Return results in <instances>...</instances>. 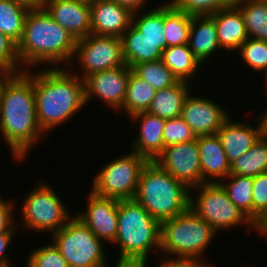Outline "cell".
I'll return each instance as SVG.
<instances>
[{
    "instance_id": "obj_1",
    "label": "cell",
    "mask_w": 267,
    "mask_h": 267,
    "mask_svg": "<svg viewBox=\"0 0 267 267\" xmlns=\"http://www.w3.org/2000/svg\"><path fill=\"white\" fill-rule=\"evenodd\" d=\"M29 72L15 73L0 96V132L20 161L44 134L37 122L33 73Z\"/></svg>"
},
{
    "instance_id": "obj_2",
    "label": "cell",
    "mask_w": 267,
    "mask_h": 267,
    "mask_svg": "<svg viewBox=\"0 0 267 267\" xmlns=\"http://www.w3.org/2000/svg\"><path fill=\"white\" fill-rule=\"evenodd\" d=\"M45 68L33 74L37 122L44 133L65 123L86 105L83 79L67 67Z\"/></svg>"
},
{
    "instance_id": "obj_3",
    "label": "cell",
    "mask_w": 267,
    "mask_h": 267,
    "mask_svg": "<svg viewBox=\"0 0 267 267\" xmlns=\"http://www.w3.org/2000/svg\"><path fill=\"white\" fill-rule=\"evenodd\" d=\"M76 43L74 36L41 8L27 13L16 51L23 70L39 64L57 67L61 63L67 67L73 61Z\"/></svg>"
},
{
    "instance_id": "obj_4",
    "label": "cell",
    "mask_w": 267,
    "mask_h": 267,
    "mask_svg": "<svg viewBox=\"0 0 267 267\" xmlns=\"http://www.w3.org/2000/svg\"><path fill=\"white\" fill-rule=\"evenodd\" d=\"M161 223L134 199L119 200L117 236L119 261L147 267L150 250L160 249Z\"/></svg>"
},
{
    "instance_id": "obj_5",
    "label": "cell",
    "mask_w": 267,
    "mask_h": 267,
    "mask_svg": "<svg viewBox=\"0 0 267 267\" xmlns=\"http://www.w3.org/2000/svg\"><path fill=\"white\" fill-rule=\"evenodd\" d=\"M189 192V188L157 162L148 161L140 173L133 199L161 223L189 208Z\"/></svg>"
},
{
    "instance_id": "obj_6",
    "label": "cell",
    "mask_w": 267,
    "mask_h": 267,
    "mask_svg": "<svg viewBox=\"0 0 267 267\" xmlns=\"http://www.w3.org/2000/svg\"><path fill=\"white\" fill-rule=\"evenodd\" d=\"M216 234L206 221L188 208L161 222L160 250L169 256L162 260L202 259Z\"/></svg>"
},
{
    "instance_id": "obj_7",
    "label": "cell",
    "mask_w": 267,
    "mask_h": 267,
    "mask_svg": "<svg viewBox=\"0 0 267 267\" xmlns=\"http://www.w3.org/2000/svg\"><path fill=\"white\" fill-rule=\"evenodd\" d=\"M191 190H197V198ZM189 192V208L206 221L217 233L222 229H229L244 224L247 229L258 227L239 209L228 197L225 189L218 182L203 183ZM195 198V199H194Z\"/></svg>"
},
{
    "instance_id": "obj_8",
    "label": "cell",
    "mask_w": 267,
    "mask_h": 267,
    "mask_svg": "<svg viewBox=\"0 0 267 267\" xmlns=\"http://www.w3.org/2000/svg\"><path fill=\"white\" fill-rule=\"evenodd\" d=\"M52 242L59 249L69 267H102L108 265L102 240L77 216L52 234Z\"/></svg>"
},
{
    "instance_id": "obj_9",
    "label": "cell",
    "mask_w": 267,
    "mask_h": 267,
    "mask_svg": "<svg viewBox=\"0 0 267 267\" xmlns=\"http://www.w3.org/2000/svg\"><path fill=\"white\" fill-rule=\"evenodd\" d=\"M148 161L134 151L108 162L94 177L91 190L103 197L133 199L140 173Z\"/></svg>"
},
{
    "instance_id": "obj_10",
    "label": "cell",
    "mask_w": 267,
    "mask_h": 267,
    "mask_svg": "<svg viewBox=\"0 0 267 267\" xmlns=\"http://www.w3.org/2000/svg\"><path fill=\"white\" fill-rule=\"evenodd\" d=\"M56 193L50 185L41 182L27 194L20 211L25 228L38 232L49 230L53 234L71 219Z\"/></svg>"
},
{
    "instance_id": "obj_11",
    "label": "cell",
    "mask_w": 267,
    "mask_h": 267,
    "mask_svg": "<svg viewBox=\"0 0 267 267\" xmlns=\"http://www.w3.org/2000/svg\"><path fill=\"white\" fill-rule=\"evenodd\" d=\"M74 58L82 71L77 75L83 80L95 72L126 65L121 38L113 36L89 34L77 40Z\"/></svg>"
},
{
    "instance_id": "obj_12",
    "label": "cell",
    "mask_w": 267,
    "mask_h": 267,
    "mask_svg": "<svg viewBox=\"0 0 267 267\" xmlns=\"http://www.w3.org/2000/svg\"><path fill=\"white\" fill-rule=\"evenodd\" d=\"M155 162L190 190L203 184L197 138L164 147Z\"/></svg>"
},
{
    "instance_id": "obj_13",
    "label": "cell",
    "mask_w": 267,
    "mask_h": 267,
    "mask_svg": "<svg viewBox=\"0 0 267 267\" xmlns=\"http://www.w3.org/2000/svg\"><path fill=\"white\" fill-rule=\"evenodd\" d=\"M131 68L127 65L95 72L84 79L85 102L99 97L114 110L121 111Z\"/></svg>"
},
{
    "instance_id": "obj_14",
    "label": "cell",
    "mask_w": 267,
    "mask_h": 267,
    "mask_svg": "<svg viewBox=\"0 0 267 267\" xmlns=\"http://www.w3.org/2000/svg\"><path fill=\"white\" fill-rule=\"evenodd\" d=\"M181 117L198 137L216 134L230 115L214 100L189 92L183 103Z\"/></svg>"
},
{
    "instance_id": "obj_15",
    "label": "cell",
    "mask_w": 267,
    "mask_h": 267,
    "mask_svg": "<svg viewBox=\"0 0 267 267\" xmlns=\"http://www.w3.org/2000/svg\"><path fill=\"white\" fill-rule=\"evenodd\" d=\"M86 211L76 216L104 242L112 243L117 236L118 199L103 197L90 191Z\"/></svg>"
},
{
    "instance_id": "obj_16",
    "label": "cell",
    "mask_w": 267,
    "mask_h": 267,
    "mask_svg": "<svg viewBox=\"0 0 267 267\" xmlns=\"http://www.w3.org/2000/svg\"><path fill=\"white\" fill-rule=\"evenodd\" d=\"M132 16L133 12L113 0H98L90 5L91 34L121 38Z\"/></svg>"
},
{
    "instance_id": "obj_17",
    "label": "cell",
    "mask_w": 267,
    "mask_h": 267,
    "mask_svg": "<svg viewBox=\"0 0 267 267\" xmlns=\"http://www.w3.org/2000/svg\"><path fill=\"white\" fill-rule=\"evenodd\" d=\"M44 8L76 40L91 34L90 5L76 0H46Z\"/></svg>"
},
{
    "instance_id": "obj_18",
    "label": "cell",
    "mask_w": 267,
    "mask_h": 267,
    "mask_svg": "<svg viewBox=\"0 0 267 267\" xmlns=\"http://www.w3.org/2000/svg\"><path fill=\"white\" fill-rule=\"evenodd\" d=\"M129 118L140 123L132 151L147 161H155L164 150L163 129L166 120L148 111L133 114Z\"/></svg>"
},
{
    "instance_id": "obj_19",
    "label": "cell",
    "mask_w": 267,
    "mask_h": 267,
    "mask_svg": "<svg viewBox=\"0 0 267 267\" xmlns=\"http://www.w3.org/2000/svg\"><path fill=\"white\" fill-rule=\"evenodd\" d=\"M197 144L201 181L203 183H219L221 180L223 181L224 178L228 177L230 175L231 164L226 158L225 151L217 134L198 136Z\"/></svg>"
},
{
    "instance_id": "obj_20",
    "label": "cell",
    "mask_w": 267,
    "mask_h": 267,
    "mask_svg": "<svg viewBox=\"0 0 267 267\" xmlns=\"http://www.w3.org/2000/svg\"><path fill=\"white\" fill-rule=\"evenodd\" d=\"M250 126L245 123L231 121L229 117L217 131L228 162L231 164L245 154L261 137L259 124Z\"/></svg>"
},
{
    "instance_id": "obj_21",
    "label": "cell",
    "mask_w": 267,
    "mask_h": 267,
    "mask_svg": "<svg viewBox=\"0 0 267 267\" xmlns=\"http://www.w3.org/2000/svg\"><path fill=\"white\" fill-rule=\"evenodd\" d=\"M123 57L126 65H134L162 59V53L167 47L166 41H151L133 24L121 36Z\"/></svg>"
},
{
    "instance_id": "obj_22",
    "label": "cell",
    "mask_w": 267,
    "mask_h": 267,
    "mask_svg": "<svg viewBox=\"0 0 267 267\" xmlns=\"http://www.w3.org/2000/svg\"><path fill=\"white\" fill-rule=\"evenodd\" d=\"M217 30L220 49L237 51L241 44L248 38L245 23L240 9L234 4L210 15Z\"/></svg>"
},
{
    "instance_id": "obj_23",
    "label": "cell",
    "mask_w": 267,
    "mask_h": 267,
    "mask_svg": "<svg viewBox=\"0 0 267 267\" xmlns=\"http://www.w3.org/2000/svg\"><path fill=\"white\" fill-rule=\"evenodd\" d=\"M188 46L202 65L220 48L215 21L210 15L192 16Z\"/></svg>"
},
{
    "instance_id": "obj_24",
    "label": "cell",
    "mask_w": 267,
    "mask_h": 267,
    "mask_svg": "<svg viewBox=\"0 0 267 267\" xmlns=\"http://www.w3.org/2000/svg\"><path fill=\"white\" fill-rule=\"evenodd\" d=\"M189 88L188 82L178 81L174 86L156 91L148 112L165 120L181 116Z\"/></svg>"
},
{
    "instance_id": "obj_25",
    "label": "cell",
    "mask_w": 267,
    "mask_h": 267,
    "mask_svg": "<svg viewBox=\"0 0 267 267\" xmlns=\"http://www.w3.org/2000/svg\"><path fill=\"white\" fill-rule=\"evenodd\" d=\"M161 60L179 81L188 83L202 65L188 44L166 47Z\"/></svg>"
},
{
    "instance_id": "obj_26",
    "label": "cell",
    "mask_w": 267,
    "mask_h": 267,
    "mask_svg": "<svg viewBox=\"0 0 267 267\" xmlns=\"http://www.w3.org/2000/svg\"><path fill=\"white\" fill-rule=\"evenodd\" d=\"M248 38L267 41V0H235Z\"/></svg>"
},
{
    "instance_id": "obj_27",
    "label": "cell",
    "mask_w": 267,
    "mask_h": 267,
    "mask_svg": "<svg viewBox=\"0 0 267 267\" xmlns=\"http://www.w3.org/2000/svg\"><path fill=\"white\" fill-rule=\"evenodd\" d=\"M156 90L147 81L138 77L130 70L126 96L122 110L130 117L133 114L148 111Z\"/></svg>"
},
{
    "instance_id": "obj_28",
    "label": "cell",
    "mask_w": 267,
    "mask_h": 267,
    "mask_svg": "<svg viewBox=\"0 0 267 267\" xmlns=\"http://www.w3.org/2000/svg\"><path fill=\"white\" fill-rule=\"evenodd\" d=\"M192 16L177 9L171 2L164 4V36L167 47L188 44Z\"/></svg>"
},
{
    "instance_id": "obj_29",
    "label": "cell",
    "mask_w": 267,
    "mask_h": 267,
    "mask_svg": "<svg viewBox=\"0 0 267 267\" xmlns=\"http://www.w3.org/2000/svg\"><path fill=\"white\" fill-rule=\"evenodd\" d=\"M267 172V139L260 137L245 154L231 163L230 174L256 177Z\"/></svg>"
},
{
    "instance_id": "obj_30",
    "label": "cell",
    "mask_w": 267,
    "mask_h": 267,
    "mask_svg": "<svg viewBox=\"0 0 267 267\" xmlns=\"http://www.w3.org/2000/svg\"><path fill=\"white\" fill-rule=\"evenodd\" d=\"M28 12V9L11 0H0V32L16 45L23 35Z\"/></svg>"
},
{
    "instance_id": "obj_31",
    "label": "cell",
    "mask_w": 267,
    "mask_h": 267,
    "mask_svg": "<svg viewBox=\"0 0 267 267\" xmlns=\"http://www.w3.org/2000/svg\"><path fill=\"white\" fill-rule=\"evenodd\" d=\"M219 183L225 189L229 199L252 220L253 177L230 174Z\"/></svg>"
},
{
    "instance_id": "obj_32",
    "label": "cell",
    "mask_w": 267,
    "mask_h": 267,
    "mask_svg": "<svg viewBox=\"0 0 267 267\" xmlns=\"http://www.w3.org/2000/svg\"><path fill=\"white\" fill-rule=\"evenodd\" d=\"M132 71L156 91L174 86L179 80L161 59L134 65Z\"/></svg>"
},
{
    "instance_id": "obj_33",
    "label": "cell",
    "mask_w": 267,
    "mask_h": 267,
    "mask_svg": "<svg viewBox=\"0 0 267 267\" xmlns=\"http://www.w3.org/2000/svg\"><path fill=\"white\" fill-rule=\"evenodd\" d=\"M133 13L132 24L151 41H166L164 36V4L137 16ZM137 16V17H136ZM139 17V18H138Z\"/></svg>"
},
{
    "instance_id": "obj_34",
    "label": "cell",
    "mask_w": 267,
    "mask_h": 267,
    "mask_svg": "<svg viewBox=\"0 0 267 267\" xmlns=\"http://www.w3.org/2000/svg\"><path fill=\"white\" fill-rule=\"evenodd\" d=\"M245 64L253 71L261 73L267 68V41L247 38L239 48ZM261 71V72H260Z\"/></svg>"
},
{
    "instance_id": "obj_35",
    "label": "cell",
    "mask_w": 267,
    "mask_h": 267,
    "mask_svg": "<svg viewBox=\"0 0 267 267\" xmlns=\"http://www.w3.org/2000/svg\"><path fill=\"white\" fill-rule=\"evenodd\" d=\"M170 2L191 16L212 15L235 4V0H171Z\"/></svg>"
},
{
    "instance_id": "obj_36",
    "label": "cell",
    "mask_w": 267,
    "mask_h": 267,
    "mask_svg": "<svg viewBox=\"0 0 267 267\" xmlns=\"http://www.w3.org/2000/svg\"><path fill=\"white\" fill-rule=\"evenodd\" d=\"M267 220V172L253 177L252 221L259 227Z\"/></svg>"
},
{
    "instance_id": "obj_37",
    "label": "cell",
    "mask_w": 267,
    "mask_h": 267,
    "mask_svg": "<svg viewBox=\"0 0 267 267\" xmlns=\"http://www.w3.org/2000/svg\"><path fill=\"white\" fill-rule=\"evenodd\" d=\"M27 259V267H69L53 242L33 250Z\"/></svg>"
},
{
    "instance_id": "obj_38",
    "label": "cell",
    "mask_w": 267,
    "mask_h": 267,
    "mask_svg": "<svg viewBox=\"0 0 267 267\" xmlns=\"http://www.w3.org/2000/svg\"><path fill=\"white\" fill-rule=\"evenodd\" d=\"M196 138L190 126L181 116L166 120L163 129L164 147L190 142Z\"/></svg>"
},
{
    "instance_id": "obj_39",
    "label": "cell",
    "mask_w": 267,
    "mask_h": 267,
    "mask_svg": "<svg viewBox=\"0 0 267 267\" xmlns=\"http://www.w3.org/2000/svg\"><path fill=\"white\" fill-rule=\"evenodd\" d=\"M17 56L16 44L0 32V65L11 68L15 73L24 71Z\"/></svg>"
},
{
    "instance_id": "obj_40",
    "label": "cell",
    "mask_w": 267,
    "mask_h": 267,
    "mask_svg": "<svg viewBox=\"0 0 267 267\" xmlns=\"http://www.w3.org/2000/svg\"><path fill=\"white\" fill-rule=\"evenodd\" d=\"M14 201H5L0 199V234L6 232H17V224L14 222L13 203ZM16 226H15V224ZM14 224V225H13Z\"/></svg>"
},
{
    "instance_id": "obj_41",
    "label": "cell",
    "mask_w": 267,
    "mask_h": 267,
    "mask_svg": "<svg viewBox=\"0 0 267 267\" xmlns=\"http://www.w3.org/2000/svg\"><path fill=\"white\" fill-rule=\"evenodd\" d=\"M157 267H211L208 263L203 262V259H187V260H162Z\"/></svg>"
},
{
    "instance_id": "obj_42",
    "label": "cell",
    "mask_w": 267,
    "mask_h": 267,
    "mask_svg": "<svg viewBox=\"0 0 267 267\" xmlns=\"http://www.w3.org/2000/svg\"><path fill=\"white\" fill-rule=\"evenodd\" d=\"M15 232H6L0 234V267H12L9 258L5 255L8 246L13 240Z\"/></svg>"
},
{
    "instance_id": "obj_43",
    "label": "cell",
    "mask_w": 267,
    "mask_h": 267,
    "mask_svg": "<svg viewBox=\"0 0 267 267\" xmlns=\"http://www.w3.org/2000/svg\"><path fill=\"white\" fill-rule=\"evenodd\" d=\"M118 5L129 9L131 12L136 13L141 10V8L147 3L149 0H113Z\"/></svg>"
},
{
    "instance_id": "obj_44",
    "label": "cell",
    "mask_w": 267,
    "mask_h": 267,
    "mask_svg": "<svg viewBox=\"0 0 267 267\" xmlns=\"http://www.w3.org/2000/svg\"><path fill=\"white\" fill-rule=\"evenodd\" d=\"M14 74L15 72L11 68L0 65V96L3 92L4 86Z\"/></svg>"
},
{
    "instance_id": "obj_45",
    "label": "cell",
    "mask_w": 267,
    "mask_h": 267,
    "mask_svg": "<svg viewBox=\"0 0 267 267\" xmlns=\"http://www.w3.org/2000/svg\"><path fill=\"white\" fill-rule=\"evenodd\" d=\"M28 10H35L44 8V0H11Z\"/></svg>"
},
{
    "instance_id": "obj_46",
    "label": "cell",
    "mask_w": 267,
    "mask_h": 267,
    "mask_svg": "<svg viewBox=\"0 0 267 267\" xmlns=\"http://www.w3.org/2000/svg\"><path fill=\"white\" fill-rule=\"evenodd\" d=\"M256 121L259 123L261 137L267 139V109L260 116H257Z\"/></svg>"
},
{
    "instance_id": "obj_47",
    "label": "cell",
    "mask_w": 267,
    "mask_h": 267,
    "mask_svg": "<svg viewBox=\"0 0 267 267\" xmlns=\"http://www.w3.org/2000/svg\"><path fill=\"white\" fill-rule=\"evenodd\" d=\"M117 265L115 267H139L138 265L130 262H123V261H117ZM106 267V265L102 266Z\"/></svg>"
},
{
    "instance_id": "obj_48",
    "label": "cell",
    "mask_w": 267,
    "mask_h": 267,
    "mask_svg": "<svg viewBox=\"0 0 267 267\" xmlns=\"http://www.w3.org/2000/svg\"><path fill=\"white\" fill-rule=\"evenodd\" d=\"M258 232L267 237V220L258 227Z\"/></svg>"
},
{
    "instance_id": "obj_49",
    "label": "cell",
    "mask_w": 267,
    "mask_h": 267,
    "mask_svg": "<svg viewBox=\"0 0 267 267\" xmlns=\"http://www.w3.org/2000/svg\"><path fill=\"white\" fill-rule=\"evenodd\" d=\"M76 1L82 2V3H87V4L91 5V4L95 3L98 0H76Z\"/></svg>"
},
{
    "instance_id": "obj_50",
    "label": "cell",
    "mask_w": 267,
    "mask_h": 267,
    "mask_svg": "<svg viewBox=\"0 0 267 267\" xmlns=\"http://www.w3.org/2000/svg\"><path fill=\"white\" fill-rule=\"evenodd\" d=\"M265 81H264V84H266L265 86H266V93H267V68L265 69Z\"/></svg>"
}]
</instances>
